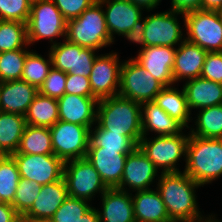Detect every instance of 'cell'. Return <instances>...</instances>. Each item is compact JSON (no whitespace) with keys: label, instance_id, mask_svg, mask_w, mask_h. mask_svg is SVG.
<instances>
[{"label":"cell","instance_id":"42","mask_svg":"<svg viewBox=\"0 0 222 222\" xmlns=\"http://www.w3.org/2000/svg\"><path fill=\"white\" fill-rule=\"evenodd\" d=\"M68 21L77 18L97 0H52Z\"/></svg>","mask_w":222,"mask_h":222},{"label":"cell","instance_id":"46","mask_svg":"<svg viewBox=\"0 0 222 222\" xmlns=\"http://www.w3.org/2000/svg\"><path fill=\"white\" fill-rule=\"evenodd\" d=\"M21 216L10 203L0 204V222H18Z\"/></svg>","mask_w":222,"mask_h":222},{"label":"cell","instance_id":"8","mask_svg":"<svg viewBox=\"0 0 222 222\" xmlns=\"http://www.w3.org/2000/svg\"><path fill=\"white\" fill-rule=\"evenodd\" d=\"M182 17L187 41L207 52H222V24L217 11L196 10Z\"/></svg>","mask_w":222,"mask_h":222},{"label":"cell","instance_id":"35","mask_svg":"<svg viewBox=\"0 0 222 222\" xmlns=\"http://www.w3.org/2000/svg\"><path fill=\"white\" fill-rule=\"evenodd\" d=\"M20 179L14 159L10 155L0 156V199L5 203H13Z\"/></svg>","mask_w":222,"mask_h":222},{"label":"cell","instance_id":"30","mask_svg":"<svg viewBox=\"0 0 222 222\" xmlns=\"http://www.w3.org/2000/svg\"><path fill=\"white\" fill-rule=\"evenodd\" d=\"M94 128H90L88 150H118V153H132L138 147L128 136L104 130L98 124Z\"/></svg>","mask_w":222,"mask_h":222},{"label":"cell","instance_id":"20","mask_svg":"<svg viewBox=\"0 0 222 222\" xmlns=\"http://www.w3.org/2000/svg\"><path fill=\"white\" fill-rule=\"evenodd\" d=\"M128 154L118 153V150H88L86 159L99 173L107 188H117L123 176Z\"/></svg>","mask_w":222,"mask_h":222},{"label":"cell","instance_id":"52","mask_svg":"<svg viewBox=\"0 0 222 222\" xmlns=\"http://www.w3.org/2000/svg\"><path fill=\"white\" fill-rule=\"evenodd\" d=\"M30 5L40 2L41 0H27Z\"/></svg>","mask_w":222,"mask_h":222},{"label":"cell","instance_id":"26","mask_svg":"<svg viewBox=\"0 0 222 222\" xmlns=\"http://www.w3.org/2000/svg\"><path fill=\"white\" fill-rule=\"evenodd\" d=\"M142 137L149 131L158 136L178 135L184 127L153 101L141 103Z\"/></svg>","mask_w":222,"mask_h":222},{"label":"cell","instance_id":"3","mask_svg":"<svg viewBox=\"0 0 222 222\" xmlns=\"http://www.w3.org/2000/svg\"><path fill=\"white\" fill-rule=\"evenodd\" d=\"M184 172L202 187L222 175V139L191 135Z\"/></svg>","mask_w":222,"mask_h":222},{"label":"cell","instance_id":"33","mask_svg":"<svg viewBox=\"0 0 222 222\" xmlns=\"http://www.w3.org/2000/svg\"><path fill=\"white\" fill-rule=\"evenodd\" d=\"M26 46H29L27 23L0 20V52L26 49Z\"/></svg>","mask_w":222,"mask_h":222},{"label":"cell","instance_id":"16","mask_svg":"<svg viewBox=\"0 0 222 222\" xmlns=\"http://www.w3.org/2000/svg\"><path fill=\"white\" fill-rule=\"evenodd\" d=\"M176 48L170 46H146L133 59L165 87L175 85L173 80Z\"/></svg>","mask_w":222,"mask_h":222},{"label":"cell","instance_id":"37","mask_svg":"<svg viewBox=\"0 0 222 222\" xmlns=\"http://www.w3.org/2000/svg\"><path fill=\"white\" fill-rule=\"evenodd\" d=\"M41 189L42 186L35 181L24 178L19 179L15 197L11 205L21 217L31 208Z\"/></svg>","mask_w":222,"mask_h":222},{"label":"cell","instance_id":"40","mask_svg":"<svg viewBox=\"0 0 222 222\" xmlns=\"http://www.w3.org/2000/svg\"><path fill=\"white\" fill-rule=\"evenodd\" d=\"M66 79L67 74L65 72L52 67L38 92L42 95L59 99L65 94Z\"/></svg>","mask_w":222,"mask_h":222},{"label":"cell","instance_id":"31","mask_svg":"<svg viewBox=\"0 0 222 222\" xmlns=\"http://www.w3.org/2000/svg\"><path fill=\"white\" fill-rule=\"evenodd\" d=\"M20 154H53L52 139L48 127L26 125L18 150Z\"/></svg>","mask_w":222,"mask_h":222},{"label":"cell","instance_id":"54","mask_svg":"<svg viewBox=\"0 0 222 222\" xmlns=\"http://www.w3.org/2000/svg\"><path fill=\"white\" fill-rule=\"evenodd\" d=\"M18 222H27V221L21 218Z\"/></svg>","mask_w":222,"mask_h":222},{"label":"cell","instance_id":"23","mask_svg":"<svg viewBox=\"0 0 222 222\" xmlns=\"http://www.w3.org/2000/svg\"><path fill=\"white\" fill-rule=\"evenodd\" d=\"M101 199L102 211L98 209L100 222H135L132 193L108 188Z\"/></svg>","mask_w":222,"mask_h":222},{"label":"cell","instance_id":"29","mask_svg":"<svg viewBox=\"0 0 222 222\" xmlns=\"http://www.w3.org/2000/svg\"><path fill=\"white\" fill-rule=\"evenodd\" d=\"M27 125L51 128L59 120L58 101L39 92L25 114Z\"/></svg>","mask_w":222,"mask_h":222},{"label":"cell","instance_id":"47","mask_svg":"<svg viewBox=\"0 0 222 222\" xmlns=\"http://www.w3.org/2000/svg\"><path fill=\"white\" fill-rule=\"evenodd\" d=\"M78 222H100L98 209L91 207Z\"/></svg>","mask_w":222,"mask_h":222},{"label":"cell","instance_id":"19","mask_svg":"<svg viewBox=\"0 0 222 222\" xmlns=\"http://www.w3.org/2000/svg\"><path fill=\"white\" fill-rule=\"evenodd\" d=\"M68 197L64 178L42 185L37 199L21 218L24 220H50Z\"/></svg>","mask_w":222,"mask_h":222},{"label":"cell","instance_id":"17","mask_svg":"<svg viewBox=\"0 0 222 222\" xmlns=\"http://www.w3.org/2000/svg\"><path fill=\"white\" fill-rule=\"evenodd\" d=\"M103 6H107L104 11L106 26L111 40L114 42V34L119 36L132 30L134 24L142 16V8L133 4L129 0H98Z\"/></svg>","mask_w":222,"mask_h":222},{"label":"cell","instance_id":"32","mask_svg":"<svg viewBox=\"0 0 222 222\" xmlns=\"http://www.w3.org/2000/svg\"><path fill=\"white\" fill-rule=\"evenodd\" d=\"M195 121L196 129L191 128V135L222 139V104L199 109Z\"/></svg>","mask_w":222,"mask_h":222},{"label":"cell","instance_id":"1","mask_svg":"<svg viewBox=\"0 0 222 222\" xmlns=\"http://www.w3.org/2000/svg\"><path fill=\"white\" fill-rule=\"evenodd\" d=\"M200 186L184 171L161 173L156 189L161 195L172 222H200L205 220L199 211L195 197V189Z\"/></svg>","mask_w":222,"mask_h":222},{"label":"cell","instance_id":"21","mask_svg":"<svg viewBox=\"0 0 222 222\" xmlns=\"http://www.w3.org/2000/svg\"><path fill=\"white\" fill-rule=\"evenodd\" d=\"M207 51L186 39L176 48L174 56L173 80L174 83L182 79L191 80L201 77L202 67Z\"/></svg>","mask_w":222,"mask_h":222},{"label":"cell","instance_id":"36","mask_svg":"<svg viewBox=\"0 0 222 222\" xmlns=\"http://www.w3.org/2000/svg\"><path fill=\"white\" fill-rule=\"evenodd\" d=\"M27 49L0 52V82L21 80Z\"/></svg>","mask_w":222,"mask_h":222},{"label":"cell","instance_id":"27","mask_svg":"<svg viewBox=\"0 0 222 222\" xmlns=\"http://www.w3.org/2000/svg\"><path fill=\"white\" fill-rule=\"evenodd\" d=\"M153 102L183 127L189 128L188 121L191 120V111L183 88L180 91L172 85L166 86L159 92Z\"/></svg>","mask_w":222,"mask_h":222},{"label":"cell","instance_id":"43","mask_svg":"<svg viewBox=\"0 0 222 222\" xmlns=\"http://www.w3.org/2000/svg\"><path fill=\"white\" fill-rule=\"evenodd\" d=\"M65 94L95 97L92 93L89 78L74 74H67Z\"/></svg>","mask_w":222,"mask_h":222},{"label":"cell","instance_id":"34","mask_svg":"<svg viewBox=\"0 0 222 222\" xmlns=\"http://www.w3.org/2000/svg\"><path fill=\"white\" fill-rule=\"evenodd\" d=\"M31 51L26 56L21 80L39 89L47 78L50 69L53 67L52 59L50 53L48 54L49 58L47 60L39 53H35L33 50Z\"/></svg>","mask_w":222,"mask_h":222},{"label":"cell","instance_id":"10","mask_svg":"<svg viewBox=\"0 0 222 222\" xmlns=\"http://www.w3.org/2000/svg\"><path fill=\"white\" fill-rule=\"evenodd\" d=\"M63 178L70 197L88 202L96 193L102 196L108 189L86 158L64 162Z\"/></svg>","mask_w":222,"mask_h":222},{"label":"cell","instance_id":"44","mask_svg":"<svg viewBox=\"0 0 222 222\" xmlns=\"http://www.w3.org/2000/svg\"><path fill=\"white\" fill-rule=\"evenodd\" d=\"M144 29H145V18H141L137 21L132 30L123 34L122 36L126 37L129 41L142 45L141 49L145 48V39H144Z\"/></svg>","mask_w":222,"mask_h":222},{"label":"cell","instance_id":"11","mask_svg":"<svg viewBox=\"0 0 222 222\" xmlns=\"http://www.w3.org/2000/svg\"><path fill=\"white\" fill-rule=\"evenodd\" d=\"M10 156L17 165L20 178L35 181L41 186L63 178L64 162L54 154L14 153Z\"/></svg>","mask_w":222,"mask_h":222},{"label":"cell","instance_id":"25","mask_svg":"<svg viewBox=\"0 0 222 222\" xmlns=\"http://www.w3.org/2000/svg\"><path fill=\"white\" fill-rule=\"evenodd\" d=\"M132 196L135 222H172L157 189L136 191Z\"/></svg>","mask_w":222,"mask_h":222},{"label":"cell","instance_id":"50","mask_svg":"<svg viewBox=\"0 0 222 222\" xmlns=\"http://www.w3.org/2000/svg\"><path fill=\"white\" fill-rule=\"evenodd\" d=\"M213 217H214V215L212 217L209 215V217H206L205 220L200 221V222H221V221H219V220H217V219H215Z\"/></svg>","mask_w":222,"mask_h":222},{"label":"cell","instance_id":"7","mask_svg":"<svg viewBox=\"0 0 222 222\" xmlns=\"http://www.w3.org/2000/svg\"><path fill=\"white\" fill-rule=\"evenodd\" d=\"M164 87L133 58L122 63L119 96L138 103L150 102Z\"/></svg>","mask_w":222,"mask_h":222},{"label":"cell","instance_id":"6","mask_svg":"<svg viewBox=\"0 0 222 222\" xmlns=\"http://www.w3.org/2000/svg\"><path fill=\"white\" fill-rule=\"evenodd\" d=\"M66 27L67 20L52 0H41L32 4L27 22L28 45L43 38H49L53 46L58 43L53 41L55 37L65 38Z\"/></svg>","mask_w":222,"mask_h":222},{"label":"cell","instance_id":"22","mask_svg":"<svg viewBox=\"0 0 222 222\" xmlns=\"http://www.w3.org/2000/svg\"><path fill=\"white\" fill-rule=\"evenodd\" d=\"M38 89L23 80L0 82V111L25 116Z\"/></svg>","mask_w":222,"mask_h":222},{"label":"cell","instance_id":"39","mask_svg":"<svg viewBox=\"0 0 222 222\" xmlns=\"http://www.w3.org/2000/svg\"><path fill=\"white\" fill-rule=\"evenodd\" d=\"M31 5L27 0H0V20L27 23Z\"/></svg>","mask_w":222,"mask_h":222},{"label":"cell","instance_id":"41","mask_svg":"<svg viewBox=\"0 0 222 222\" xmlns=\"http://www.w3.org/2000/svg\"><path fill=\"white\" fill-rule=\"evenodd\" d=\"M201 77L222 84V52H208Z\"/></svg>","mask_w":222,"mask_h":222},{"label":"cell","instance_id":"53","mask_svg":"<svg viewBox=\"0 0 222 222\" xmlns=\"http://www.w3.org/2000/svg\"><path fill=\"white\" fill-rule=\"evenodd\" d=\"M218 12V15H219V19L221 21V24H222V9L217 11Z\"/></svg>","mask_w":222,"mask_h":222},{"label":"cell","instance_id":"51","mask_svg":"<svg viewBox=\"0 0 222 222\" xmlns=\"http://www.w3.org/2000/svg\"><path fill=\"white\" fill-rule=\"evenodd\" d=\"M27 222H51L50 220H26Z\"/></svg>","mask_w":222,"mask_h":222},{"label":"cell","instance_id":"45","mask_svg":"<svg viewBox=\"0 0 222 222\" xmlns=\"http://www.w3.org/2000/svg\"><path fill=\"white\" fill-rule=\"evenodd\" d=\"M172 11L186 14L196 10H202V0H172Z\"/></svg>","mask_w":222,"mask_h":222},{"label":"cell","instance_id":"38","mask_svg":"<svg viewBox=\"0 0 222 222\" xmlns=\"http://www.w3.org/2000/svg\"><path fill=\"white\" fill-rule=\"evenodd\" d=\"M90 202L78 198L68 197L56 210L51 222H78L92 206Z\"/></svg>","mask_w":222,"mask_h":222},{"label":"cell","instance_id":"12","mask_svg":"<svg viewBox=\"0 0 222 222\" xmlns=\"http://www.w3.org/2000/svg\"><path fill=\"white\" fill-rule=\"evenodd\" d=\"M63 40V43H56L50 48L52 66L66 74L89 78L97 57L96 50L70 43L65 38Z\"/></svg>","mask_w":222,"mask_h":222},{"label":"cell","instance_id":"2","mask_svg":"<svg viewBox=\"0 0 222 222\" xmlns=\"http://www.w3.org/2000/svg\"><path fill=\"white\" fill-rule=\"evenodd\" d=\"M96 123L104 130L128 136L139 145L142 138L141 103L119 95L100 99Z\"/></svg>","mask_w":222,"mask_h":222},{"label":"cell","instance_id":"14","mask_svg":"<svg viewBox=\"0 0 222 222\" xmlns=\"http://www.w3.org/2000/svg\"><path fill=\"white\" fill-rule=\"evenodd\" d=\"M121 65L116 52L96 57L89 80L92 93L98 100L118 96Z\"/></svg>","mask_w":222,"mask_h":222},{"label":"cell","instance_id":"5","mask_svg":"<svg viewBox=\"0 0 222 222\" xmlns=\"http://www.w3.org/2000/svg\"><path fill=\"white\" fill-rule=\"evenodd\" d=\"M189 134L180 133L172 136H156L150 140L142 137L138 147L147 158L156 166L161 168V173H177L179 168L176 163L183 156L186 162L187 143Z\"/></svg>","mask_w":222,"mask_h":222},{"label":"cell","instance_id":"4","mask_svg":"<svg viewBox=\"0 0 222 222\" xmlns=\"http://www.w3.org/2000/svg\"><path fill=\"white\" fill-rule=\"evenodd\" d=\"M102 8V4L97 0L79 17L68 20L65 39L70 43L94 50L112 44Z\"/></svg>","mask_w":222,"mask_h":222},{"label":"cell","instance_id":"18","mask_svg":"<svg viewBox=\"0 0 222 222\" xmlns=\"http://www.w3.org/2000/svg\"><path fill=\"white\" fill-rule=\"evenodd\" d=\"M59 120L92 128L96 125L98 99L73 94H64L57 99Z\"/></svg>","mask_w":222,"mask_h":222},{"label":"cell","instance_id":"49","mask_svg":"<svg viewBox=\"0 0 222 222\" xmlns=\"http://www.w3.org/2000/svg\"><path fill=\"white\" fill-rule=\"evenodd\" d=\"M135 5L140 6L142 9H146L148 11L153 10L157 5H159L161 0H129Z\"/></svg>","mask_w":222,"mask_h":222},{"label":"cell","instance_id":"48","mask_svg":"<svg viewBox=\"0 0 222 222\" xmlns=\"http://www.w3.org/2000/svg\"><path fill=\"white\" fill-rule=\"evenodd\" d=\"M222 9V0H202V10L219 11Z\"/></svg>","mask_w":222,"mask_h":222},{"label":"cell","instance_id":"9","mask_svg":"<svg viewBox=\"0 0 222 222\" xmlns=\"http://www.w3.org/2000/svg\"><path fill=\"white\" fill-rule=\"evenodd\" d=\"M50 129L53 154L63 162L86 158L90 128L58 120Z\"/></svg>","mask_w":222,"mask_h":222},{"label":"cell","instance_id":"28","mask_svg":"<svg viewBox=\"0 0 222 222\" xmlns=\"http://www.w3.org/2000/svg\"><path fill=\"white\" fill-rule=\"evenodd\" d=\"M26 125L25 116L0 111V155H12L18 150Z\"/></svg>","mask_w":222,"mask_h":222},{"label":"cell","instance_id":"24","mask_svg":"<svg viewBox=\"0 0 222 222\" xmlns=\"http://www.w3.org/2000/svg\"><path fill=\"white\" fill-rule=\"evenodd\" d=\"M190 111L222 104V84L203 77L193 78L183 85Z\"/></svg>","mask_w":222,"mask_h":222},{"label":"cell","instance_id":"15","mask_svg":"<svg viewBox=\"0 0 222 222\" xmlns=\"http://www.w3.org/2000/svg\"><path fill=\"white\" fill-rule=\"evenodd\" d=\"M157 173L156 166L137 147L126 157L123 176L117 189L128 191L127 186L128 189H133V192L151 189L150 185L158 176Z\"/></svg>","mask_w":222,"mask_h":222},{"label":"cell","instance_id":"13","mask_svg":"<svg viewBox=\"0 0 222 222\" xmlns=\"http://www.w3.org/2000/svg\"><path fill=\"white\" fill-rule=\"evenodd\" d=\"M182 13L164 11L145 17L144 39L146 46H178L186 37L183 36L177 16Z\"/></svg>","mask_w":222,"mask_h":222}]
</instances>
